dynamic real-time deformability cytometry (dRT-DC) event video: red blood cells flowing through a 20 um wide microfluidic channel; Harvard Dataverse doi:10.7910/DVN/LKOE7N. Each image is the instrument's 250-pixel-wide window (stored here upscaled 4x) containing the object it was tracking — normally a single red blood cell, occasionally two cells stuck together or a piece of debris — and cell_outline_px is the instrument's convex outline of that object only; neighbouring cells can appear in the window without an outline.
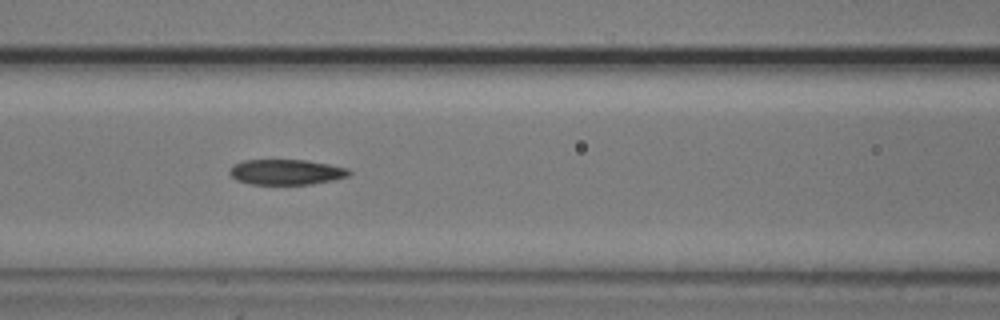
{"species": "common noctule bat (a hibernating species)", "species_latin": "Nyctalus noctula", "temperature_condition": "cold", "stored_images_in_passage": 8, "camera_frame_rate_fps": 3000, "um_per_image_px": 0.085, "animal": {"sex": "male", "body_mass_g": 20.5, "forearm_length_mm": 52.5}, "frame": {"image": 1, "passage_image": 7, "time_ms": 7.667, "image_size_px": [1000, 320], "cell_outline_px": [[352, 172], [348, 176], [332, 180], [312, 184], [252, 184], [236, 180], [228, 172], [228, 168], [232, 164], [244, 160], [308, 160], [348, 168]], "centroid_in_image_um": [24.3, 14.61], "position_along_channel_um": 142.3, "area_um2": 17.74}}